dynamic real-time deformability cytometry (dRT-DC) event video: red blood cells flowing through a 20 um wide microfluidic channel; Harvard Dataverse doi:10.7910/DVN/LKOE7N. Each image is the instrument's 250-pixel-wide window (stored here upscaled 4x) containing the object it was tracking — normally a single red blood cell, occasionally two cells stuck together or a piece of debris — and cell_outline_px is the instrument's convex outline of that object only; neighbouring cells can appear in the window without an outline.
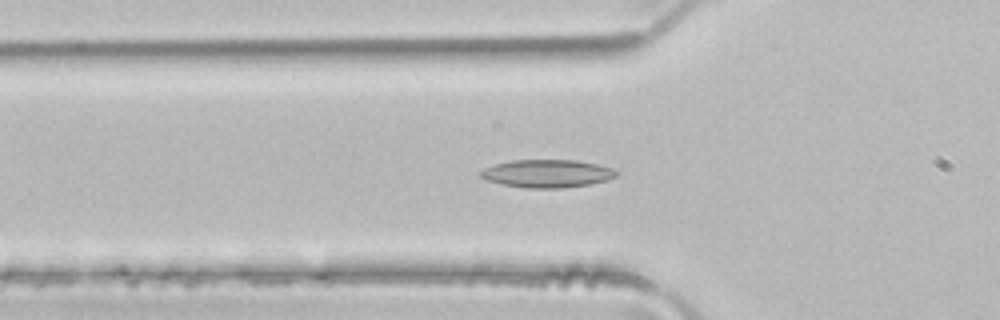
{"species": "common noctule bat (a hibernating species)", "species_latin": "Nyctalus noctula", "temperature_condition": "room temperature", "stored_images_in_passage": 46, "camera_frame_rate_fps": 3000, "um_per_image_px": 0.085, "animal": {"sex": "male", "body_mass_g": 21.5, "forearm_length_mm": 52.0}, "frame": {"image": 1, "passage_image": 17, "time_ms": 5.333, "image_size_px": [1000, 320], "cell_outline_px": [[616, 176], [608, 180], [588, 184], [560, 188], [524, 188], [504, 184], [488, 180], [480, 176], [480, 172], [484, 168], [496, 164], [512, 160], [576, 160], [596, 164], [612, 168], [616, 172]], "centroid_in_image_um": [46.5, 14.75], "position_along_channel_um": 79.3, "area_um2": 21.79}}
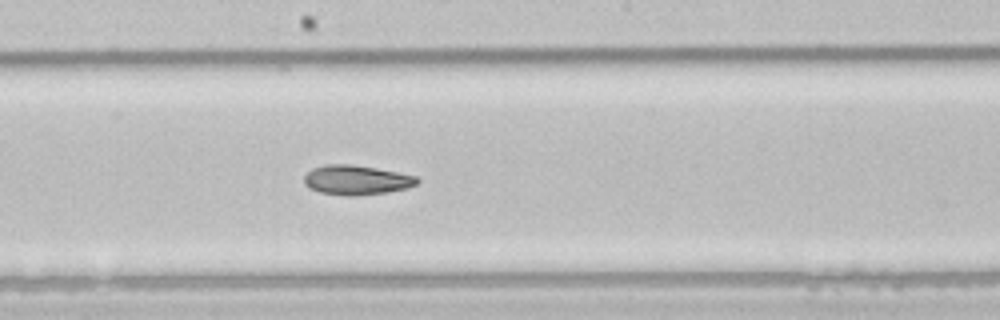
{"frame": {"image": 2, "passage_image": 27, "time_ms": 8.667, "image_size_px": [1000, 320], "cell_outline_px": [[420, 180], [416, 184], [404, 188], [388, 192], [356, 196], [348, 196], [320, 192], [308, 188], [304, 184], [304, 176], [312, 168], [324, 164], [352, 164], [376, 168], [416, 176]], "centroid_in_image_um": [30.25, 15.3], "position_along_channel_um": 217.9, "area_um2": 19.48}}
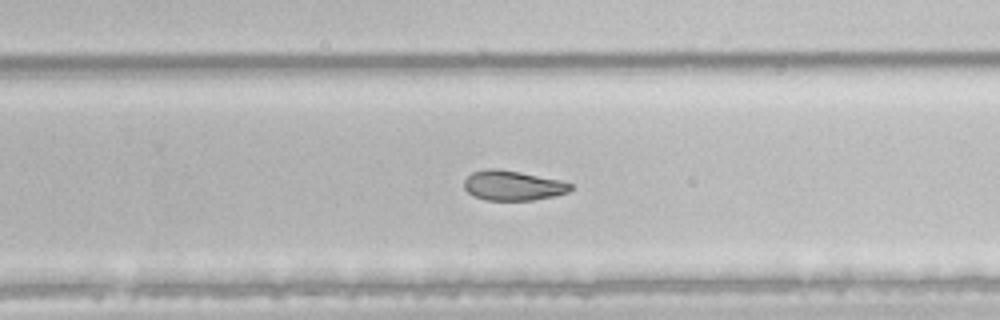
{"frame": {"image": 3, "passage_image": 32, "time_ms": 10.333, "image_size_px": [1000, 320], "cell_outline_px": [[572, 188], [568, 192], [552, 196], [532, 200], [484, 200], [468, 192], [464, 188], [464, 180], [472, 172], [484, 168], [496, 168], [520, 172], [560, 180], [572, 184]], "centroid_in_image_um": [43.56, 15.76], "position_along_channel_um": 286.2, "area_um2": 18.44}}